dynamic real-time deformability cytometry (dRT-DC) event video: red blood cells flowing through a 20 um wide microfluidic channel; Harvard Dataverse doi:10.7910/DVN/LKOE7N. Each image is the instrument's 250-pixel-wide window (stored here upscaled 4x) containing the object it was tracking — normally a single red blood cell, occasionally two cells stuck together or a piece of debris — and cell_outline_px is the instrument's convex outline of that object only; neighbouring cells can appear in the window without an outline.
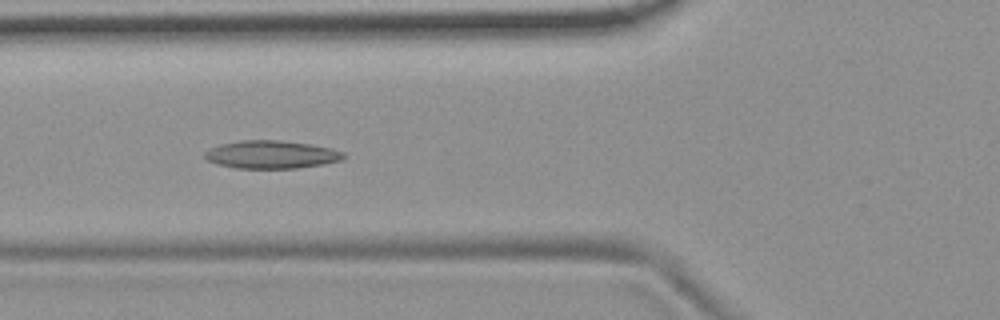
{"species": "common noctule bat (a hibernating species)", "species_latin": "Nyctalus noctula", "temperature_condition": "room temperature", "stored_images_in_passage": 8, "camera_frame_rate_fps": 3000, "um_per_image_px": 0.085, "animal": {"sex": "female", "body_mass_g": 19.9}, "frame": {"image": 1, "passage_image": 6, "time_ms": 1.667, "image_size_px": [1000, 320], "cell_outline_px": [[348, 156], [340, 160], [324, 164], [296, 168], [236, 168], [216, 164], [208, 160], [204, 156], [204, 152], [220, 144], [240, 140], [280, 140], [312, 144], [332, 148], [344, 152]], "centroid_in_image_um": [23.1, 13.13], "position_along_channel_um": 102.7, "area_um2": 22.72}}
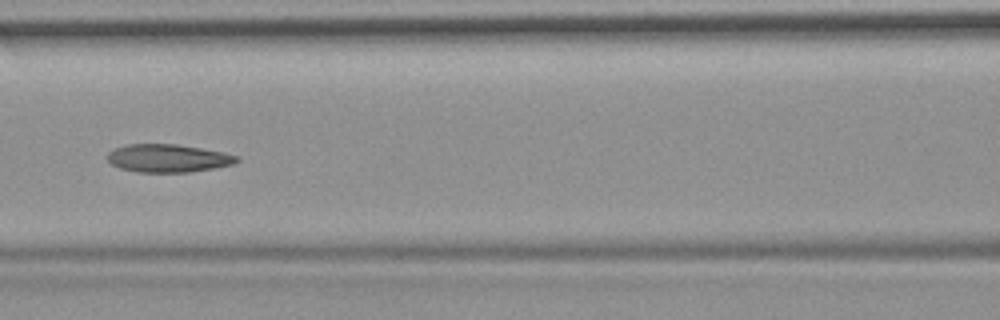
{"frame": {"image": 2, "passage_image": 7, "time_ms": 2.0, "image_size_px": [1000, 320], "cell_outline_px": [[240, 160], [232, 164], [212, 168], [188, 172], [136, 172], [120, 168], [112, 164], [108, 160], [108, 152], [116, 148], [128, 144], [176, 144], [224, 152], [236, 156]], "centroid_in_image_um": [14.26, 13.45], "position_along_channel_um": 152.3, "area_um2": 20.87}}